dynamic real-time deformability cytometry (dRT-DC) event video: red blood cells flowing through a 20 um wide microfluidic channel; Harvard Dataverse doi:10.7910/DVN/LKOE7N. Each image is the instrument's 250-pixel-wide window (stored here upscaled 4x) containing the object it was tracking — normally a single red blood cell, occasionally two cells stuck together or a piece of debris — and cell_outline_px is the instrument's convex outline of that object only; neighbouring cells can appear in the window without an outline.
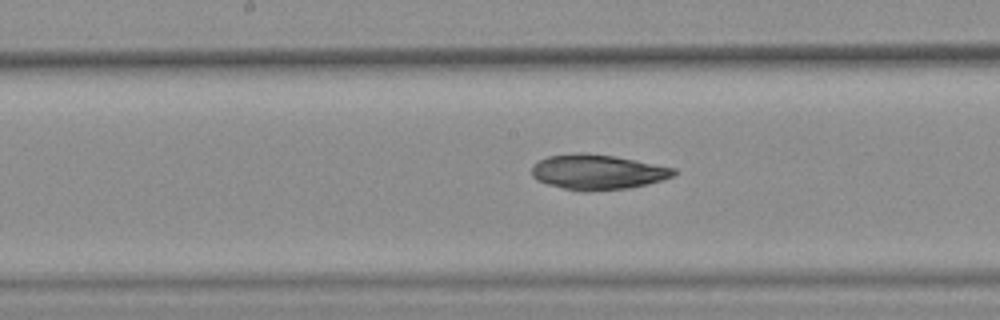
{"species": "common noctule bat (a hibernating species)", "species_latin": "Nyctalus noctula", "temperature_condition": "warm", "stored_images_in_passage": 36, "camera_frame_rate_fps": 3000, "um_per_image_px": 0.085, "animal": {"sex": "female", "body_mass_g": 25.1}, "frame": {"image": 1, "passage_image": 21, "time_ms": 6.667, "image_size_px": [1000, 320], "cell_outline_px": [[680, 172], [672, 176], [648, 184], [628, 188], [584, 192], [564, 188], [548, 184], [536, 180], [532, 176], [532, 164], [548, 156], [580, 152], [584, 152], [612, 156], [676, 168]], "centroid_in_image_um": [50.78, 14.62], "position_along_channel_um": 197.4, "area_um2": 28.96}}
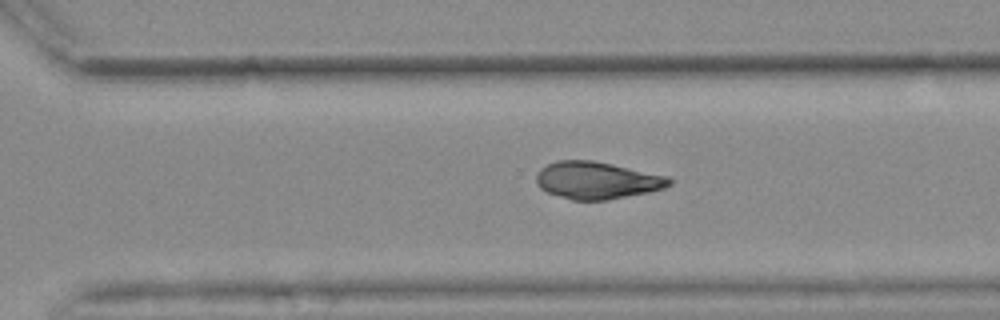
{"frame": {"image": 2, "passage_image": 31, "time_ms": 10.0, "image_size_px": [1000, 320], "cell_outline_px": [[672, 184], [664, 188], [648, 192], [608, 200], [572, 200], [548, 192], [540, 188], [536, 184], [536, 176], [540, 168], [556, 160], [592, 160], [612, 164], [668, 176], [672, 180]], "centroid_in_image_um": [50.73, 15.32], "position_along_channel_um": 319.9, "area_um2": 28.84}}